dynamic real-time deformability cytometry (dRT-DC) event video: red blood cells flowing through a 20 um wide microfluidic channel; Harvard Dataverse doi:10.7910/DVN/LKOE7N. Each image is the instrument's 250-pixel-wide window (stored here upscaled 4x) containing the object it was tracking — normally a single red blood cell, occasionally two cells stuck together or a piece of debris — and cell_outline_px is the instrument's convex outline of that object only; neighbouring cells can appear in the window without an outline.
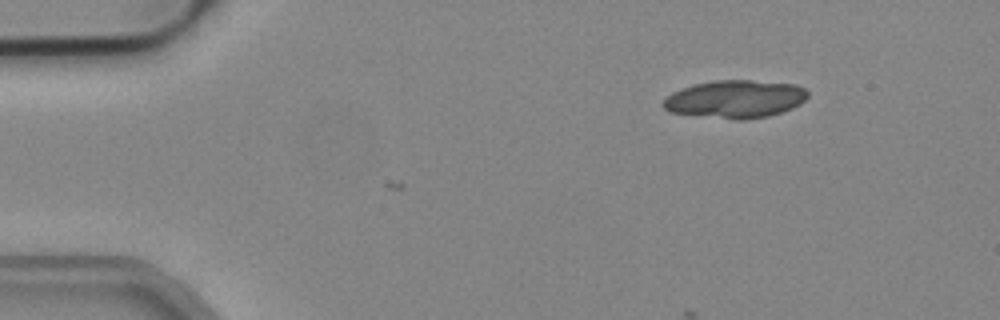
{"species": "common noctule bat (a hibernating species)", "species_latin": "Nyctalus noctula", "temperature_condition": "cold", "stored_images_in_passage": 4, "camera_frame_rate_fps": 3000, "um_per_image_px": 0.085, "animal": {"sex": "male", "body_mass_g": 19.2, "forearm_length_mm": 51.8}, "frame": {"image": 1, "passage_image": 4, "time_ms": 1.0, "image_size_px": [1000, 320], "cell_outline_px": [[808, 96], [800, 104], [792, 108], [768, 116], [744, 120], [736, 120], [668, 112], [660, 104], [672, 92], [680, 88], [692, 84], [716, 80], [752, 80], [796, 84], [804, 88], [808, 92]], "centroid_in_image_um": [62.47, 8.42], "position_along_channel_um": 22.5, "area_um2": 32.14}}